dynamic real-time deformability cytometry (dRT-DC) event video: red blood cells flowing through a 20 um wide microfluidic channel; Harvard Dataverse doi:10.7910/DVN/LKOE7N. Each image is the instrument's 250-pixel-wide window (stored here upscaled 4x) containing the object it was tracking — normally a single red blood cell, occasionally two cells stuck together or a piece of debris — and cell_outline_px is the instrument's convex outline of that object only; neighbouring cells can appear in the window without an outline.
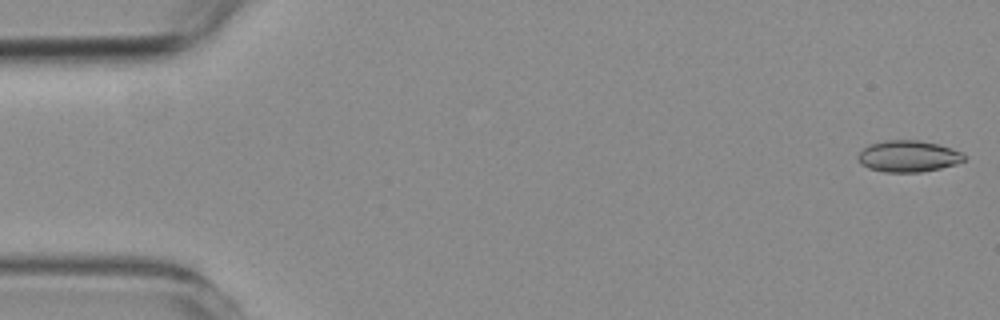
{"species": "common noctule bat (a hibernating species)", "species_latin": "Nyctalus noctula", "temperature_condition": "room temperature", "stored_images_in_passage": 31, "camera_frame_rate_fps": 3000, "um_per_image_px": 0.085, "animal": {"sex": "female", "body_mass_g": 19.3, "forearm_length_mm": 54.1}, "frame": {"image": 1, "passage_image": 1, "time_ms": 0.0, "image_size_px": [1000, 320], "cell_outline_px": [[964, 160], [956, 164], [940, 168], [920, 172], [884, 172], [868, 168], [860, 164], [856, 156], [868, 144], [884, 140], [920, 140], [936, 144], [964, 152]], "centroid_in_image_um": [77.17, 13.28], "position_along_channel_um": 7.8, "area_um2": 19.54}}
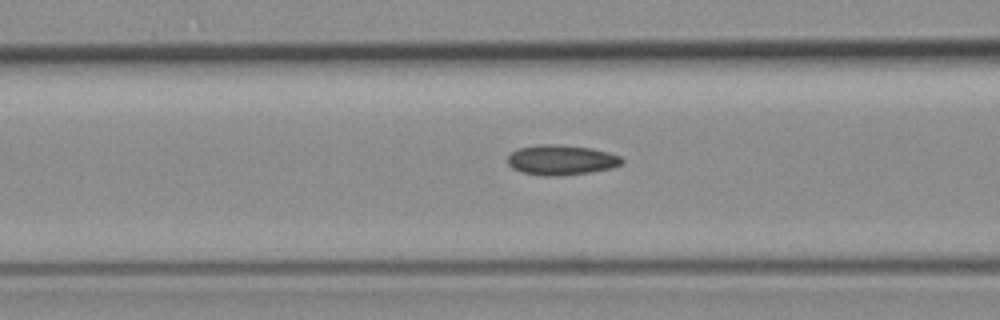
{"frame": {"image": 2, "passage_image": 22, "time_ms": 7.0, "image_size_px": [1000, 320], "cell_outline_px": [[624, 164], [612, 168], [592, 172], [560, 176], [544, 176], [520, 172], [512, 168], [508, 164], [508, 156], [516, 148], [540, 144], [552, 144], [592, 148], [608, 152], [620, 156], [624, 160]], "centroid_in_image_um": [47.72, 13.6], "position_along_channel_um": 118.9, "area_um2": 20.29}}
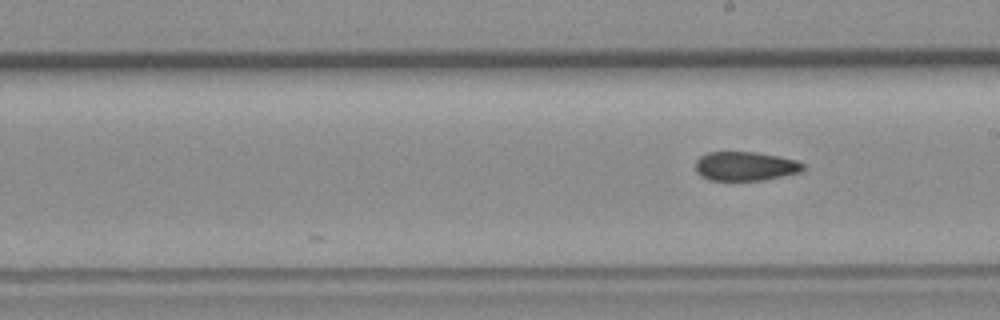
{"frame": {"image": 3, "passage_image": 31, "time_ms": 10.0, "image_size_px": [1000, 320], "cell_outline_px": [[804, 168], [800, 172], [764, 180], [708, 180], [700, 176], [696, 172], [696, 160], [700, 156], [708, 152], [756, 152], [796, 160], [804, 164]], "centroid_in_image_um": [63.32, 14.13], "position_along_channel_um": 225.7, "area_um2": 18.21}}